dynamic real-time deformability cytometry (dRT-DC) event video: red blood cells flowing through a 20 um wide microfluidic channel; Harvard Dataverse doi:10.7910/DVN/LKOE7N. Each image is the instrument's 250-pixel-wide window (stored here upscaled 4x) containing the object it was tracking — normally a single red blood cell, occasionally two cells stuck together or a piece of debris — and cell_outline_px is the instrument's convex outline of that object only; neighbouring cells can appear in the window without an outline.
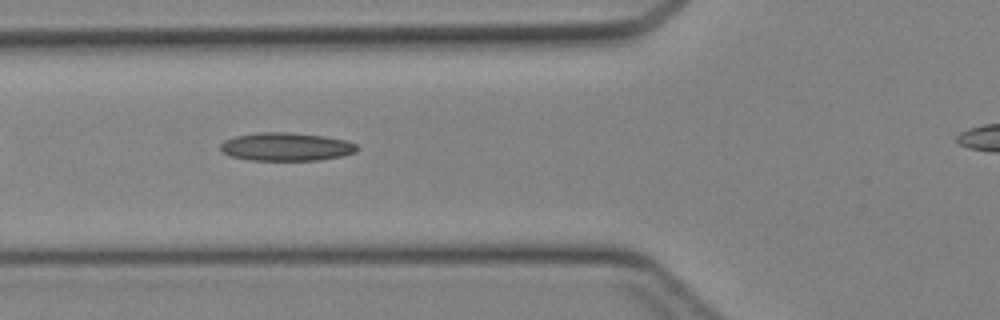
{"species": "Egyptian fruit bat (a non-hibernating species)", "species_latin": "Rousettus aegyptiacus", "temperature_condition": "cold", "stored_images_in_passage": 29, "camera_frame_rate_fps": 3000, "um_per_image_px": 0.085, "animal": {"sex": "female"}, "frame": {"image": 1, "passage_image": 6, "time_ms": 1.667, "image_size_px": [1000, 320], "cell_outline_px": [[360, 148], [356, 152], [340, 156], [316, 160], [248, 160], [232, 156], [224, 152], [220, 148], [220, 144], [224, 140], [236, 136], [256, 132], [288, 132], [324, 136], [344, 140], [356, 144]], "centroid_in_image_um": [24.32, 12.47], "position_along_channel_um": 101.5, "area_um2": 22.37}}
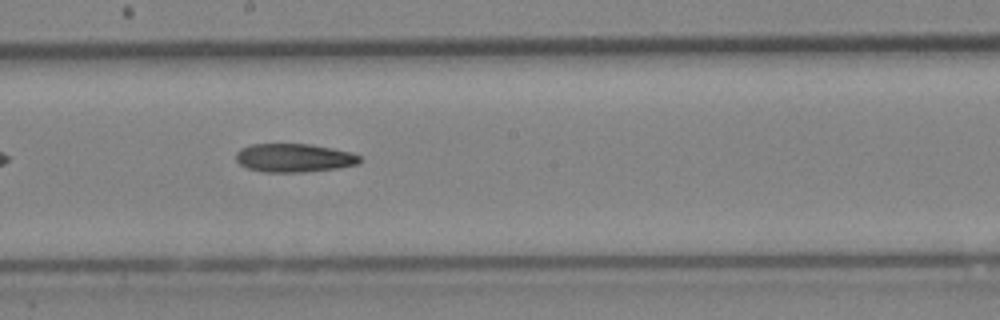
{"frame": {"image": 2, "passage_image": 14, "time_ms": 4.333, "image_size_px": [1000, 320], "cell_outline_px": [[360, 160], [356, 164], [336, 168], [300, 172], [264, 172], [248, 168], [240, 164], [236, 160], [236, 152], [240, 148], [252, 144], [308, 144], [332, 148], [352, 152], [360, 156]], "centroid_in_image_um": [24.96, 13.41], "position_along_channel_um": 223.2, "area_um2": 20.4}}
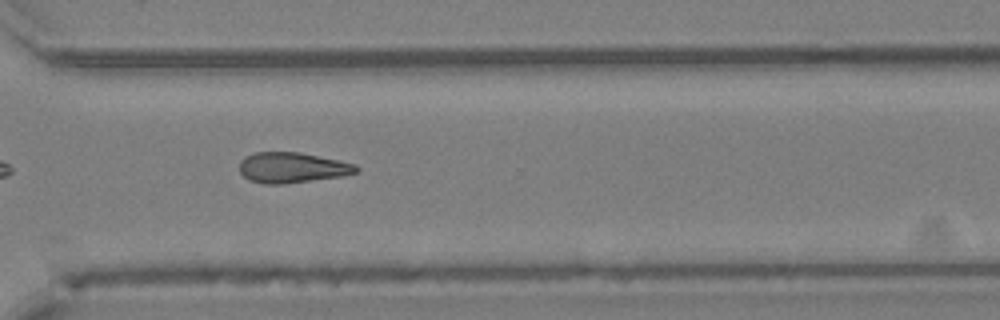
{"frame": {"image": 3, "passage_image": 22, "time_ms": 7.0, "image_size_px": [1000, 320], "cell_outline_px": [[360, 168], [356, 172], [344, 176], [284, 184], [264, 184], [248, 180], [240, 172], [240, 160], [244, 156], [256, 152], [300, 152], [356, 164]], "centroid_in_image_um": [24.82, 14.25], "position_along_channel_um": 345.8, "area_um2": 20.87}}